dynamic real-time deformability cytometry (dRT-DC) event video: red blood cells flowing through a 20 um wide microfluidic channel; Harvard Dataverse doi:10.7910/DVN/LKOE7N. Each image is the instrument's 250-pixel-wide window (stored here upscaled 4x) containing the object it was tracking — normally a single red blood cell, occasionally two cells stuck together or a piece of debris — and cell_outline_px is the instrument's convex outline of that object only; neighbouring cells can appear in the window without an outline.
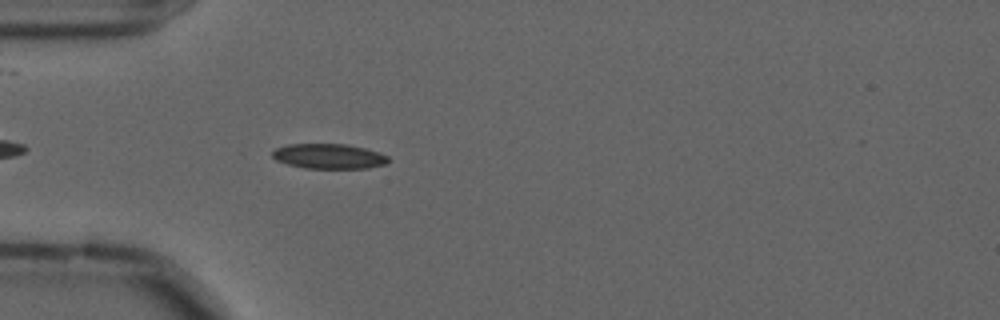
{"species": "common noctule bat (a hibernating species)", "species_latin": "Nyctalus noctula", "temperature_condition": "cold", "stored_images_in_passage": 9, "camera_frame_rate_fps": 3000, "um_per_image_px": 0.085, "animal": {"sex": "male", "forearm_length_mm": 52.5}, "frame": {"image": 1, "passage_image": 1, "time_ms": 0.0, "image_size_px": [1000, 320], "cell_outline_px": [[392, 160], [384, 164], [368, 168], [304, 168], [288, 164], [276, 160], [272, 156], [272, 152], [276, 148], [288, 144], [348, 144], [364, 148], [388, 156]], "centroid_in_image_um": [27.95, 13.28], "position_along_channel_um": 57.0, "area_um2": 16.82}}
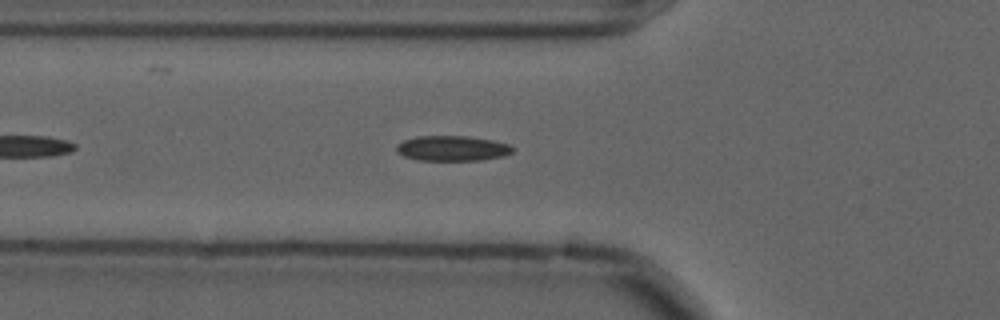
{"frame": {"image": 2, "passage_image": 4, "time_ms": 1.0, "image_size_px": [1000, 320], "cell_outline_px": [[516, 148], [512, 152], [504, 156], [480, 160], [420, 160], [404, 156], [396, 152], [396, 144], [404, 140], [416, 136], [464, 136], [492, 140], [508, 144]], "centroid_in_image_um": [38.44, 12.61], "position_along_channel_um": 87.4, "area_um2": 17.05}}
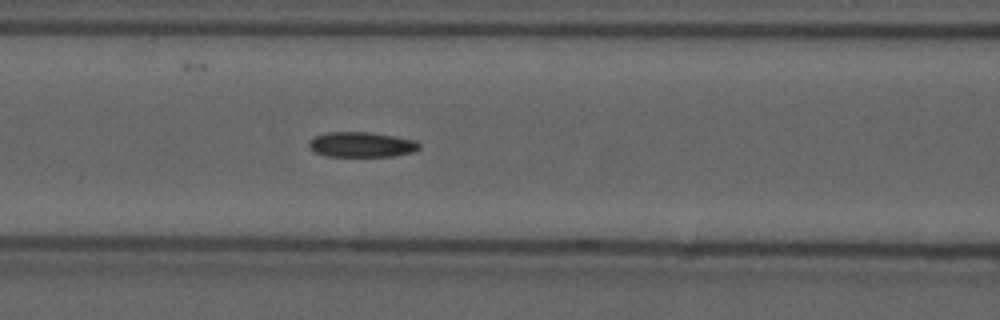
{"frame": {"image": 3, "passage_image": 8, "time_ms": 2.333, "image_size_px": [1000, 320], "cell_outline_px": [[420, 148], [412, 152], [392, 156], [324, 156], [308, 148], [308, 140], [316, 136], [328, 132], [368, 132], [396, 136], [416, 140], [420, 144]], "centroid_in_image_um": [30.71, 12.28], "position_along_channel_um": 135.9, "area_um2": 16.24}}